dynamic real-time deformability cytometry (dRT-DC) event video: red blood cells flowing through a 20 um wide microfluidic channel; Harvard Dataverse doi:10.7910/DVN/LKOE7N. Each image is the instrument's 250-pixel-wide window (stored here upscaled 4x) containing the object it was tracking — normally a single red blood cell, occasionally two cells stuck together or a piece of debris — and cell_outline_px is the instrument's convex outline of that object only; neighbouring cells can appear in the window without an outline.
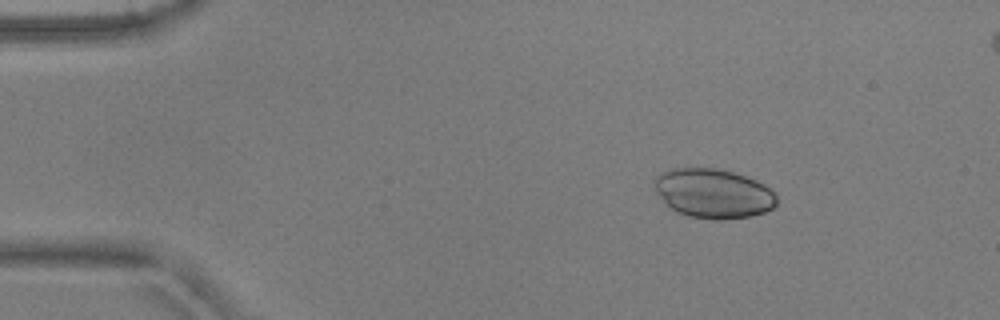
{"species": "common noctule bat (a hibernating species)", "species_latin": "Nyctalus noctula", "temperature_condition": "warm", "stored_images_in_passage": 4, "camera_frame_rate_fps": 3000, "um_per_image_px": 0.085, "animal": {"sex": "male", "body_mass_g": 17.9, "forearm_length_mm": 54.2}, "frame": {"image": 1, "passage_image": 2, "time_ms": 0.333, "image_size_px": [1000, 320], "cell_outline_px": [[776, 204], [772, 208], [764, 212], [752, 216], [720, 220], [712, 220], [688, 216], [676, 212], [656, 192], [652, 180], [656, 176], [672, 168], [720, 168], [756, 180], [764, 184], [776, 196]], "centroid_in_image_um": [60.62, 16.44], "position_along_channel_um": 24.4, "area_um2": 35.14}}